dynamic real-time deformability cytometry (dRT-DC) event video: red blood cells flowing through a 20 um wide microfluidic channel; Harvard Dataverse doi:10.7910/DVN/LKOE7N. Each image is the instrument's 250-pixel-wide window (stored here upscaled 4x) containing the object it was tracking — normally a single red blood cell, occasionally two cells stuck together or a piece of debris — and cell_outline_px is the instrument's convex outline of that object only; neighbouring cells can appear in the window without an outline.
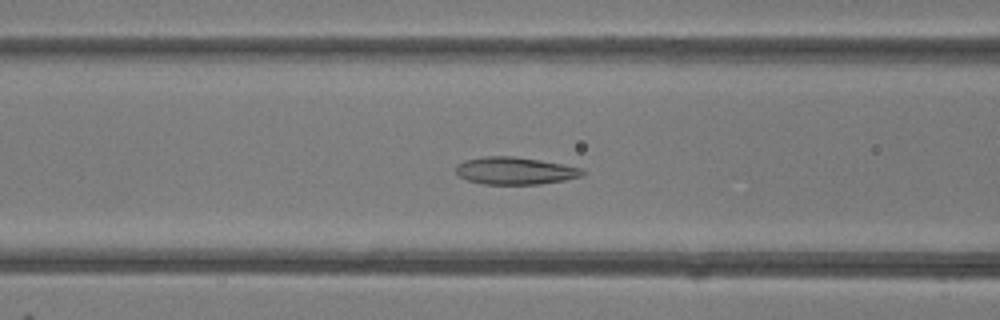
{"species": "common noctule bat (a hibernating species)", "species_latin": "Nyctalus noctula", "temperature_condition": "room temperature", "stored_images_in_passage": 49, "camera_frame_rate_fps": 3000, "um_per_image_px": 0.085, "animal": {"sex": "female"}, "frame": {"image": 1, "passage_image": 20, "time_ms": 6.333, "image_size_px": [1000, 320], "cell_outline_px": [[588, 172], [580, 176], [564, 180], [540, 184], [484, 184], [468, 180], [460, 176], [456, 172], [456, 164], [464, 160], [484, 156], [512, 156], [540, 160], [580, 168]], "centroid_in_image_um": [43.75, 14.51], "position_along_channel_um": 122.8, "area_um2": 20.06}}
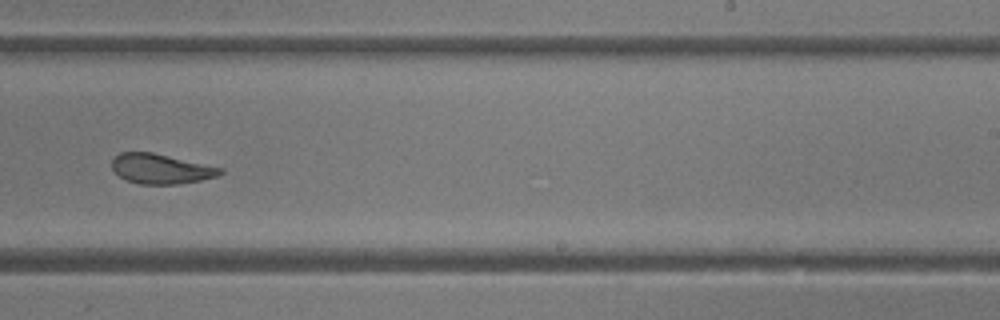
{"frame": {"image": 2, "passage_image": 31, "time_ms": 10.0, "image_size_px": [1000, 320], "cell_outline_px": [[224, 172], [216, 176], [200, 180], [180, 184], [140, 184], [128, 180], [120, 176], [112, 168], [112, 160], [120, 152], [152, 152], [224, 168]], "centroid_in_image_um": [13.7, 14.34], "position_along_channel_um": 275.3, "area_um2": 18.73}}
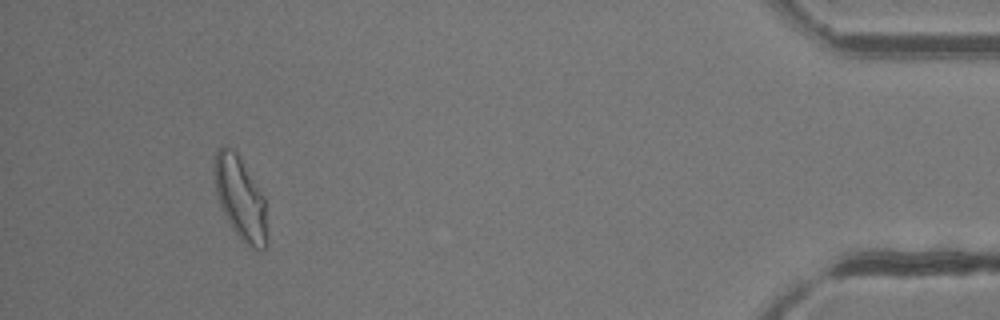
{"frame": {"image": 3, "passage_image": 46, "time_ms": 15.0, "image_size_px": [1000, 320], "cell_outline_px": [[268, 244], [260, 252], [256, 252], [240, 240], [236, 236], [220, 204], [216, 192], [216, 152], [224, 144], [232, 148], [236, 152], [264, 196]], "centroid_in_image_um": [20.48, 16.95], "position_along_channel_um": 414.7, "area_um2": 25.2}, "authors_computed_cell_mechanics": {"area_um2": 21.9062, "velocity_mm_per_s": 4.1674, "shape_relaxation_time_tau1_ms": 2.2994, "shape_relaxation_time_tau2_ms": 1.676, "deformation_change_tau1": 0.1306, "deformation_change_tau2": 0.0878}}